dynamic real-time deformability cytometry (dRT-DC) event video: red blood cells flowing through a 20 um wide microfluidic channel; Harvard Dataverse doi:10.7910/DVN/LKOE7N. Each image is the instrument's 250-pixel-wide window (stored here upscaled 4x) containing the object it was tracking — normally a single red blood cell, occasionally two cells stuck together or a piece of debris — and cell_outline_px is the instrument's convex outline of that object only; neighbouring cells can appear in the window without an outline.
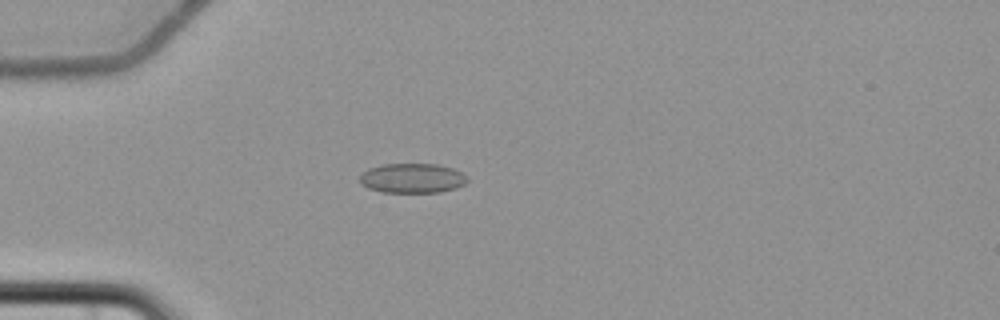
{"species": "common noctule bat (a hibernating species)", "species_latin": "Nyctalus noctula", "temperature_condition": "cold", "stored_images_in_passage": 5, "camera_frame_rate_fps": 3000, "um_per_image_px": 0.085, "animal": {"sex": "female", "body_mass_g": 22.7, "forearm_length_mm": 54.2}, "frame": {"image": 1, "passage_image": 2, "time_ms": 4.0, "image_size_px": [1000, 320], "cell_outline_px": [[468, 180], [464, 184], [456, 188], [440, 192], [384, 192], [368, 188], [360, 184], [360, 176], [368, 168], [384, 164], [436, 164], [452, 168], [468, 176]], "centroid_in_image_um": [35.05, 15.15], "position_along_channel_um": 50.0, "area_um2": 18.55}}
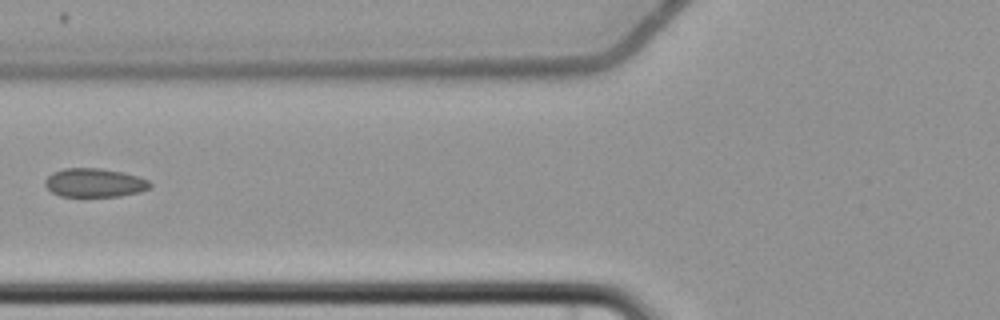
{"frame": {"image": 2, "passage_image": 4, "time_ms": 6.333, "image_size_px": [1000, 320], "cell_outline_px": [[152, 184], [148, 188], [140, 192], [120, 196], [60, 196], [52, 192], [44, 184], [44, 180], [52, 172], [64, 168], [100, 168], [120, 172], [136, 176], [148, 180]], "centroid_in_image_um": [8.0, 15.53], "position_along_channel_um": 117.8, "area_um2": 17.46}}
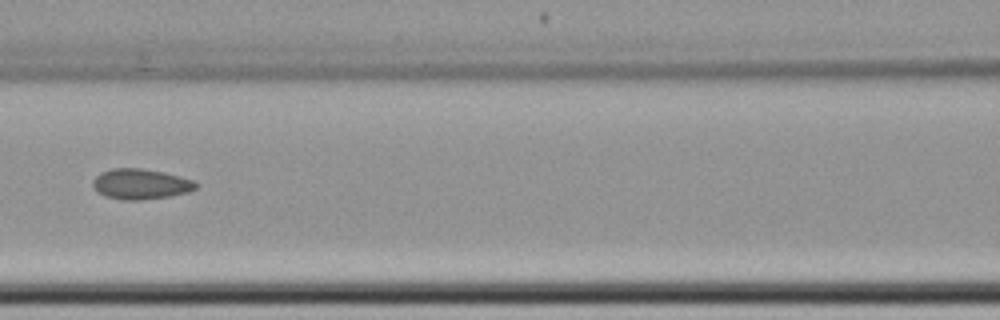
{"frame": {"image": 3, "passage_image": 5, "time_ms": 7.333, "image_size_px": [1000, 320], "cell_outline_px": [[200, 184], [196, 188], [188, 192], [168, 196], [140, 200], [124, 200], [104, 196], [92, 184], [92, 180], [100, 172], [112, 168], [140, 168], [164, 172], [180, 176], [192, 180]], "centroid_in_image_um": [11.96, 15.63], "position_along_channel_um": 154.6, "area_um2": 18.21}}